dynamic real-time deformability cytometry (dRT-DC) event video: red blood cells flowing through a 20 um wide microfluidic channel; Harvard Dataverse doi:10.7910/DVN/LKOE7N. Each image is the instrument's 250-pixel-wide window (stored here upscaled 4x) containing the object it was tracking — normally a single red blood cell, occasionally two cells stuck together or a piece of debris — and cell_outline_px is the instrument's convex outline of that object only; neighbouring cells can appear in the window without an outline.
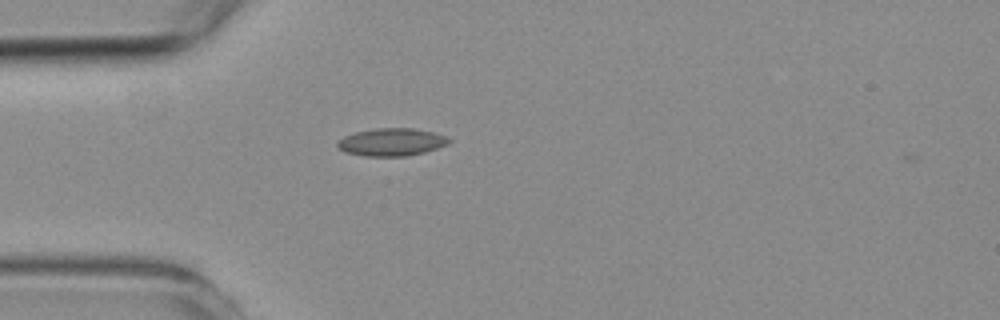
{"species": "common noctule bat (a hibernating species)", "species_latin": "Nyctalus noctula", "temperature_condition": "room temperature", "stored_images_in_passage": 23, "camera_frame_rate_fps": 3000, "um_per_image_px": 0.085, "animal": {"sex": "female", "body_mass_g": 19.3, "forearm_length_mm": 54.1}, "frame": {"image": 1, "passage_image": 2, "time_ms": 0.333, "image_size_px": [1000, 320], "cell_outline_px": [[452, 140], [448, 144], [424, 152], [408, 156], [364, 156], [344, 152], [336, 148], [336, 144], [344, 136], [356, 132], [376, 128], [412, 128], [432, 132], [448, 136]], "centroid_in_image_um": [33.27, 12.08], "position_along_channel_um": 51.7, "area_um2": 18.03}}
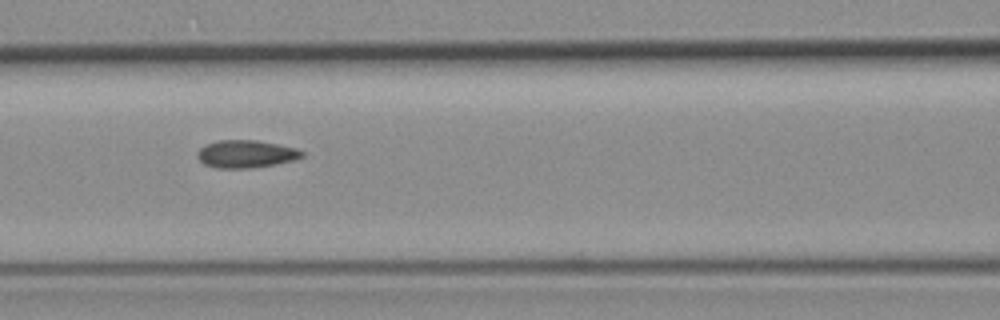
{"frame": {"image": 2, "passage_image": 10, "time_ms": 3.0, "image_size_px": [1000, 320], "cell_outline_px": [[304, 156], [296, 160], [276, 164], [248, 168], [216, 168], [204, 164], [196, 156], [196, 152], [200, 148], [216, 140], [256, 140], [296, 148], [304, 152]], "centroid_in_image_um": [20.91, 13.09], "position_along_channel_um": 145.7, "area_um2": 16.88}}
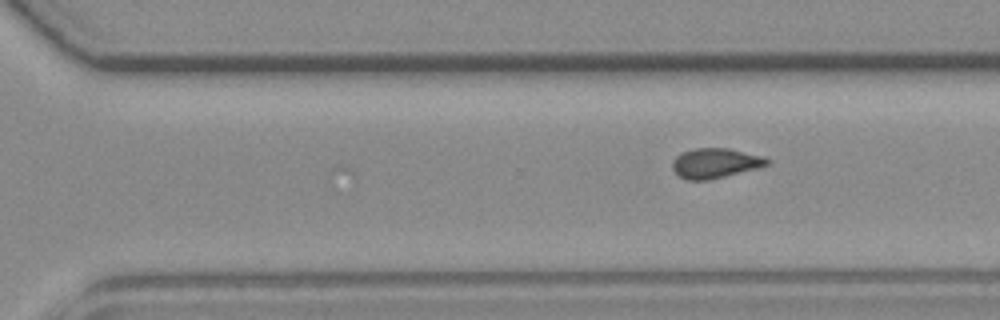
{"frame": {"image": 3, "passage_image": 23, "time_ms": 7.333, "image_size_px": [1000, 320], "cell_outline_px": [[772, 160], [768, 164], [756, 168], [708, 180], [688, 180], [680, 176], [672, 168], [672, 160], [676, 156], [692, 148], [728, 148], [760, 156]], "centroid_in_image_um": [60.76, 13.86], "position_along_channel_um": 309.8, "area_um2": 16.18}}